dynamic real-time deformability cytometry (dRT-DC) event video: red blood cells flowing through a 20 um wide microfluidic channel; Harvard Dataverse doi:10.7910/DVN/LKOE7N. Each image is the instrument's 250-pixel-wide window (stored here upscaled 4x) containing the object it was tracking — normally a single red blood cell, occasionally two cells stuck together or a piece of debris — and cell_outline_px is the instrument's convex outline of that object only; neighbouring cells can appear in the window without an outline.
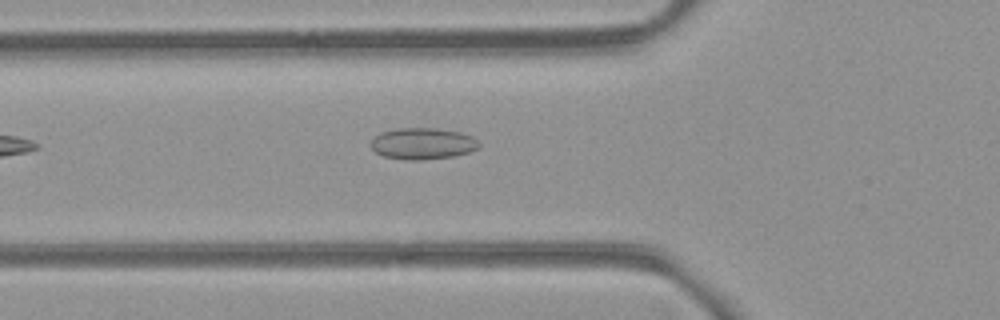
{"species": "common noctule bat (a hibernating species)", "species_latin": "Nyctalus noctula", "temperature_condition": "room temperature", "stored_images_in_passage": 5, "camera_frame_rate_fps": 3000, "um_per_image_px": 0.085, "animal": {"sex": "female", "body_mass_g": 21.9}, "frame": {"image": 1, "passage_image": 5, "time_ms": 5.667, "image_size_px": [1000, 320], "cell_outline_px": [[480, 144], [476, 148], [468, 152], [456, 156], [420, 160], [404, 160], [384, 156], [376, 152], [372, 148], [372, 140], [380, 132], [400, 128], [432, 128], [460, 132], [472, 136]], "centroid_in_image_um": [35.92, 12.21], "position_along_channel_um": 89.9, "area_um2": 19.65}}